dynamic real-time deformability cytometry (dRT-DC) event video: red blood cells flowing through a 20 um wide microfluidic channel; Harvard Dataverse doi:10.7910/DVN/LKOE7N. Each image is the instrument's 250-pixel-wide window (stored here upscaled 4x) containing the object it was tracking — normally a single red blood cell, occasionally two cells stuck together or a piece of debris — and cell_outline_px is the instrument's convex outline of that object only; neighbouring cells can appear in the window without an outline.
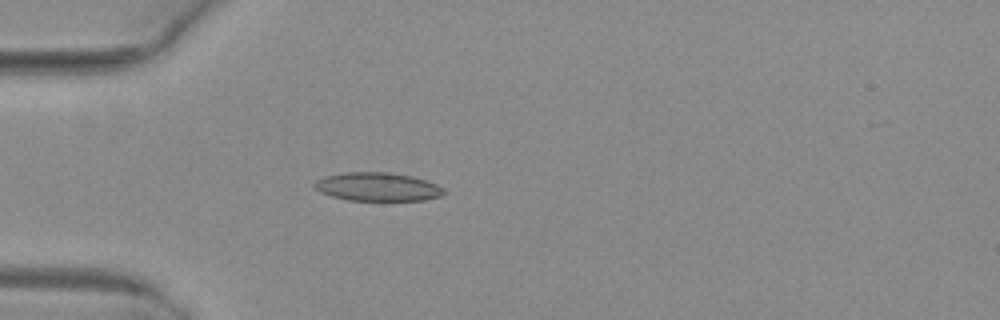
{"species": "common noctule bat (a hibernating species)", "species_latin": "Nyctalus noctula", "temperature_condition": "warm", "stored_images_in_passage": 37, "camera_frame_rate_fps": 3000, "um_per_image_px": 0.085, "animal": {"sex": "female", "body_mass_g": 29.2, "forearm_length_mm": 56.3}, "frame": {"image": 1, "passage_image": 1, "time_ms": 0.0, "image_size_px": [1000, 320], "cell_outline_px": [[448, 192], [444, 196], [424, 200], [348, 200], [332, 196], [320, 192], [312, 184], [316, 180], [324, 176], [344, 172], [388, 172], [412, 176], [436, 184], [444, 188]], "centroid_in_image_um": [32.12, 15.87], "position_along_channel_um": 52.9, "area_um2": 21.62}}
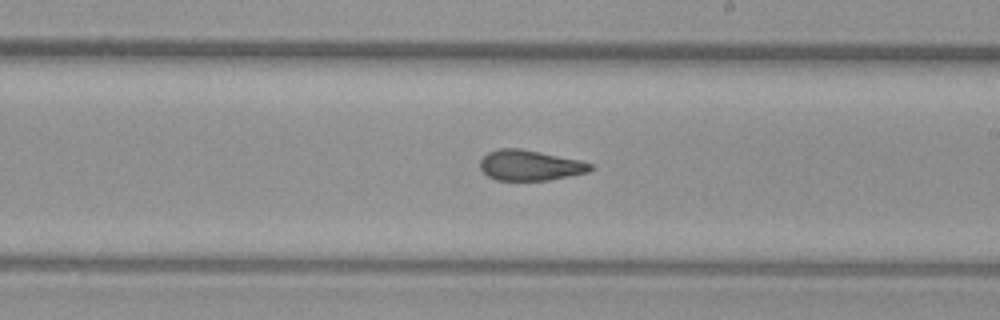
{"frame": {"image": 2, "passage_image": 16, "time_ms": 5.0, "image_size_px": [1000, 320], "cell_outline_px": [[596, 168], [588, 172], [548, 180], [496, 180], [488, 176], [480, 168], [480, 160], [488, 152], [500, 148], [520, 148], [580, 160], [592, 164]], "centroid_in_image_um": [45.06, 14.05], "position_along_channel_um": 243.9, "area_um2": 19.54}}
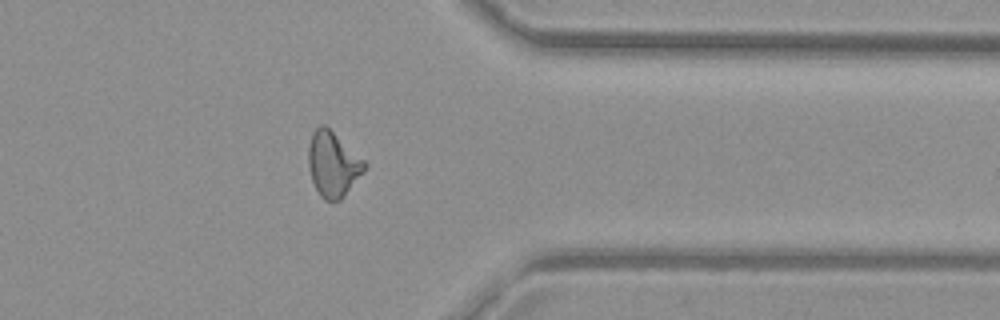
{"frame": {"image": 3, "passage_image": 27, "time_ms": 8.667, "image_size_px": [1000, 320], "cell_outline_px": [[364, 172], [344, 196], [340, 200], [332, 204], [324, 200], [320, 196], [312, 180], [308, 164], [308, 148], [312, 132], [320, 124], [324, 124], [364, 160]], "centroid_in_image_um": [28.27, 13.99], "position_along_channel_um": 383.1, "area_um2": 21.15}, "authors_computed_cell_mechanics": {"area_um2": 20.4034, "velocity_mm_per_s": 4.0472, "shape_relaxation_time_tau1_ms": null, "shape_relaxation_time_tau2_ms": 2.1901, "deformation_change_tau1": null, "deformation_change_tau2": 0.0921}}